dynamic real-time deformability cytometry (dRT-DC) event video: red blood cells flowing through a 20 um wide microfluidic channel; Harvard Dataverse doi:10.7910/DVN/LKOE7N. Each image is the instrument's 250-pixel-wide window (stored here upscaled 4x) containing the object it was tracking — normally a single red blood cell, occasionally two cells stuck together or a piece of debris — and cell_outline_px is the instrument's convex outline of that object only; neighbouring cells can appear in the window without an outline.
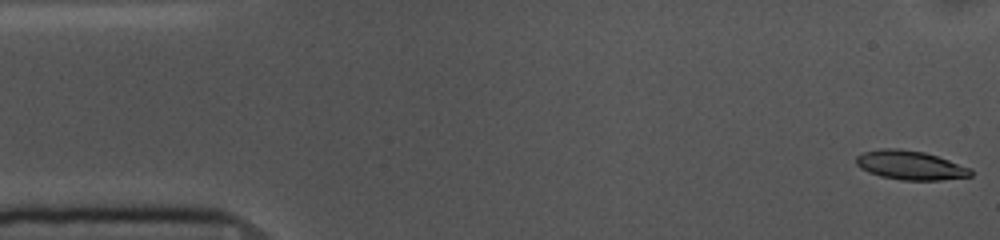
{"species": "common noctule bat (a hibernating species)", "species_latin": "Nyctalus noctula", "temperature_condition": "cold", "stored_images_in_passage": 54, "camera_frame_rate_fps": 3000, "um_per_image_px": 0.085, "animal": {"sex": "female", "body_mass_g": 10.0, "forearm_length_mm": 53.1}, "frame": {"image": 1, "passage_image": 1, "time_ms": 0.0, "image_size_px": [1000, 240], "cell_outline_px": [[972, 176], [940, 180], [900, 180], [880, 176], [868, 172], [860, 168], [856, 164], [856, 156], [864, 152], [880, 148], [896, 148], [924, 152], [972, 168]], "centroid_in_image_um": [77.36, 14.05], "position_along_channel_um": 7.6, "area_um2": 19.42}}
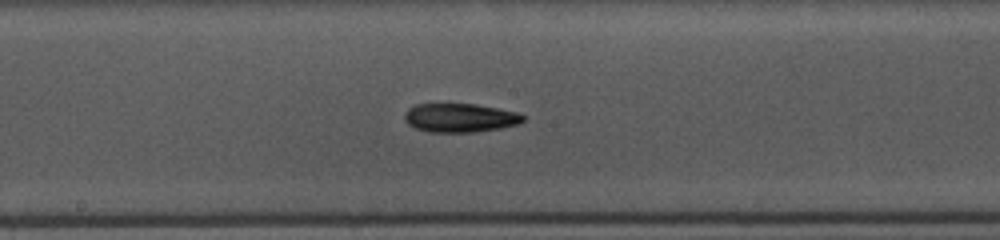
{"frame": {"image": 2, "passage_image": 27, "time_ms": 8.667, "image_size_px": [1000, 240], "cell_outline_px": [[524, 120], [520, 124], [500, 128], [472, 132], [428, 132], [416, 128], [408, 124], [404, 120], [404, 116], [408, 108], [416, 104], [476, 104], [516, 112], [524, 116]], "centroid_in_image_um": [39.08, 10.01], "position_along_channel_um": 209.1, "area_um2": 19.83}}
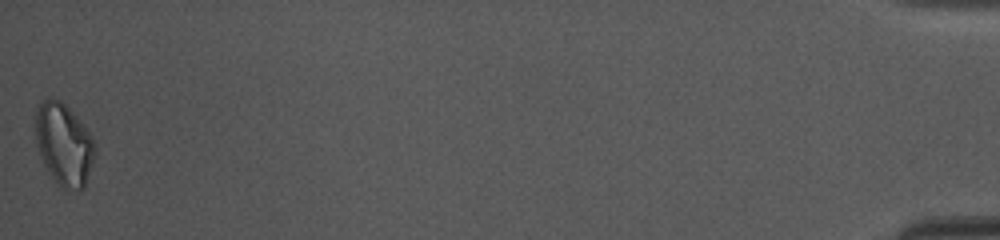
{"frame": {"image": 3, "passage_image": 54, "time_ms": 17.667, "image_size_px": [1000, 240], "cell_outline_px": [[96, 156], [84, 188], [60, 188], [44, 164], [36, 144], [36, 112], [40, 104], [48, 96], [60, 100], [68, 108], [92, 136], [96, 144]], "centroid_in_image_um": [5.45, 12.27], "position_along_channel_um": 429.7, "area_um2": 28.15}, "authors_computed_cell_mechanics": {"area_um2": 19.8832, "velocity_mm_per_s": 3.6029, "shape_relaxation_time_tau1_ms": 4.449, "shape_relaxation_time_tau2_ms": null, "deformation_change_tau1": 0.1357, "deformation_change_tau2": null}}